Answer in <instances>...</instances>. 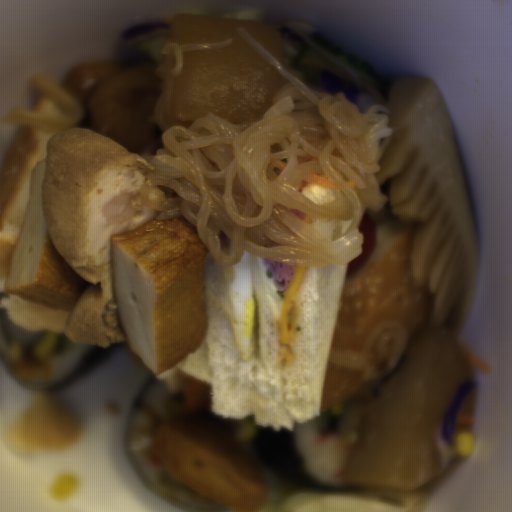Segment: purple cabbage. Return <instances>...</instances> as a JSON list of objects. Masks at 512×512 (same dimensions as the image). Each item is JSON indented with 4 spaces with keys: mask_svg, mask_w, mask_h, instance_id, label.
<instances>
[{
    "mask_svg": "<svg viewBox=\"0 0 512 512\" xmlns=\"http://www.w3.org/2000/svg\"><path fill=\"white\" fill-rule=\"evenodd\" d=\"M474 387L475 382L470 380H463L460 383L436 431L435 448L441 464L446 465L457 455L453 450L455 428L461 409Z\"/></svg>",
    "mask_w": 512,
    "mask_h": 512,
    "instance_id": "obj_1",
    "label": "purple cabbage"
}]
</instances>
